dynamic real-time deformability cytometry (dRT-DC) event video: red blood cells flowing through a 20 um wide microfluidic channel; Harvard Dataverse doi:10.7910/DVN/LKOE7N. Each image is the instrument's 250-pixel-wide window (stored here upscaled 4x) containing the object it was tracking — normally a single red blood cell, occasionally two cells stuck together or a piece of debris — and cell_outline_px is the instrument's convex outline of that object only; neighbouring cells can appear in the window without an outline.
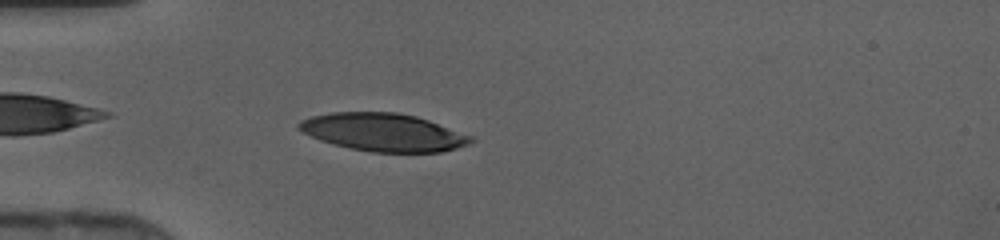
{"species": "human", "species_latin": "Homo sapiens", "temperature_condition": "cold", "stored_images_in_passage": 35, "camera_frame_rate_fps": 3000, "um_per_image_px": 0.085, "donor": {"sex": "female"}, "frame": {"image": 1, "passage_image": 3, "time_ms": 0.667, "image_size_px": [1000, 240], "cell_outline_px": [[476, 140], [468, 144], [444, 152], [372, 152], [348, 148], [320, 140], [296, 128], [296, 124], [300, 120], [312, 116], [332, 112], [396, 112], [416, 116], [428, 120], [472, 136]], "centroid_in_image_um": [32.58, 11.24], "position_along_channel_um": 52.4, "area_um2": 37.92}}
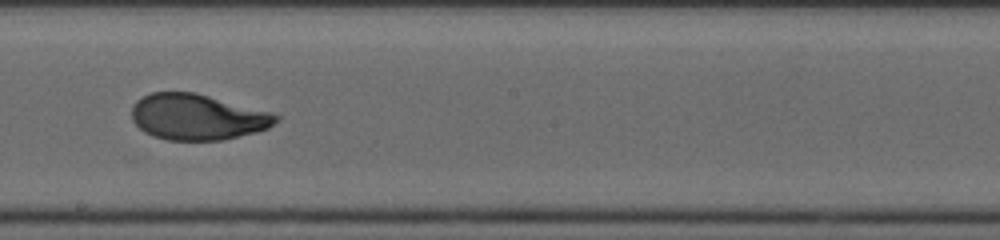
{"frame": {"image": 2, "passage_image": 16, "time_ms": 5.0, "image_size_px": [1000, 240], "cell_outline_px": [[280, 120], [268, 128], [256, 132], [220, 140], [168, 140], [152, 136], [144, 132], [132, 120], [132, 104], [136, 100], [152, 92], [196, 92], [272, 112], [280, 116]], "centroid_in_image_um": [16.79, 9.93], "position_along_channel_um": 231.4, "area_um2": 38.73}}
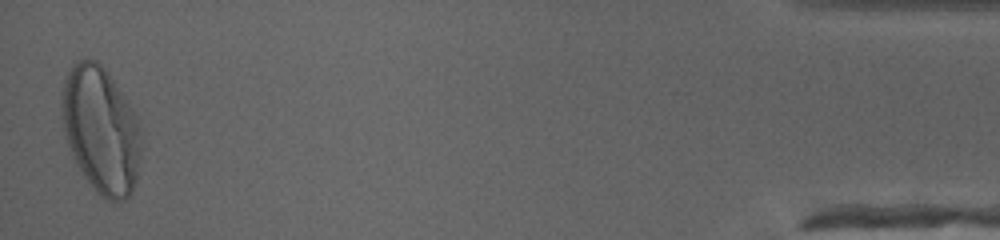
{"frame": {"image": 3, "passage_image": 35, "time_ms": 11.333, "image_size_px": [1000, 240], "cell_outline_px": [[140, 156], [136, 176], [132, 192], [124, 200], [108, 200], [100, 196], [92, 188], [76, 164], [72, 156], [68, 144], [60, 116], [60, 92], [64, 80], [68, 72], [76, 60], [96, 60], [108, 72], [140, 120]], "centroid_in_image_um": [8.55, 11.03], "position_along_channel_um": 426.7, "area_um2": 58.84}}